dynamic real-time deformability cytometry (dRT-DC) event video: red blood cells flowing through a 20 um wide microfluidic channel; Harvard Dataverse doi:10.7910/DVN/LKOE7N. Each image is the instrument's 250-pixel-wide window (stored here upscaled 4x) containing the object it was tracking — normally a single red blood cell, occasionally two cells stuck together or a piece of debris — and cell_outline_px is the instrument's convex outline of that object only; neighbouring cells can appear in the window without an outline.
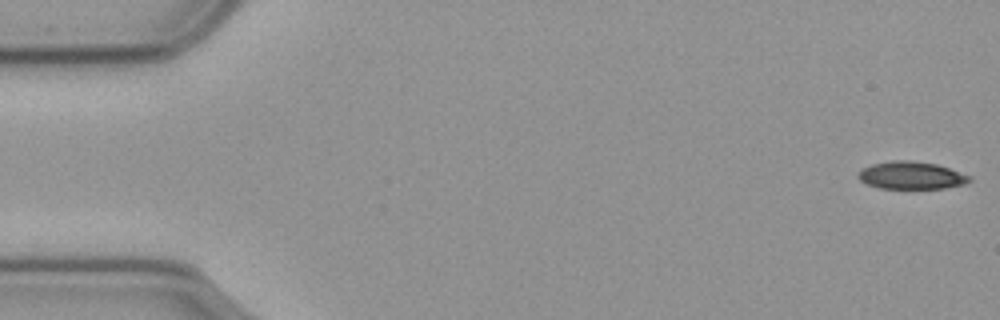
{"species": "common noctule bat (a hibernating species)", "species_latin": "Nyctalus noctula", "temperature_condition": "cold", "stored_images_in_passage": 57, "camera_frame_rate_fps": 3000, "um_per_image_px": 0.085, "animal": {"sex": "male", "body_mass_g": 23.1, "forearm_length_mm": 52.7}, "frame": {"image": 1, "passage_image": 1, "time_ms": 0.0, "image_size_px": [1000, 320], "cell_outline_px": [[972, 180], [964, 184], [944, 188], [880, 188], [868, 184], [860, 180], [856, 176], [864, 168], [872, 164], [892, 160], [908, 160], [936, 164], [972, 176]], "centroid_in_image_um": [77.47, 14.9], "position_along_channel_um": 7.5, "area_um2": 17.69}}
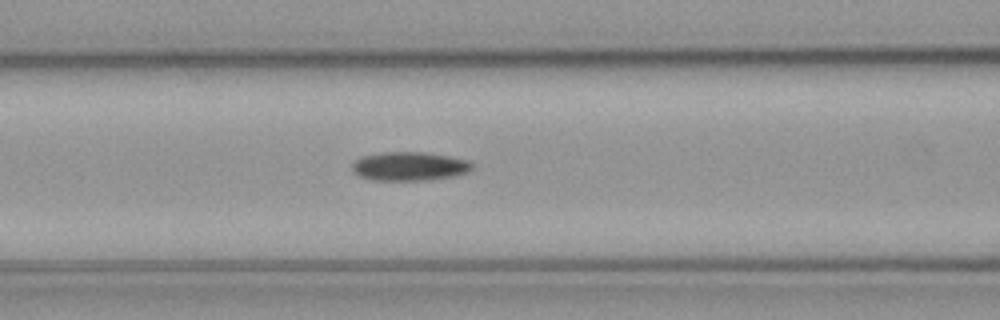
{"frame": {"image": 2, "passage_image": 23, "time_ms": 7.333, "image_size_px": [1000, 320], "cell_outline_px": [[472, 168], [468, 172], [452, 176], [428, 180], [376, 180], [360, 176], [352, 172], [352, 164], [356, 160], [364, 156], [380, 152], [424, 152], [448, 156], [468, 160], [472, 164]], "centroid_in_image_um": [34.79, 14.13], "position_along_channel_um": 131.8, "area_um2": 20.0}}
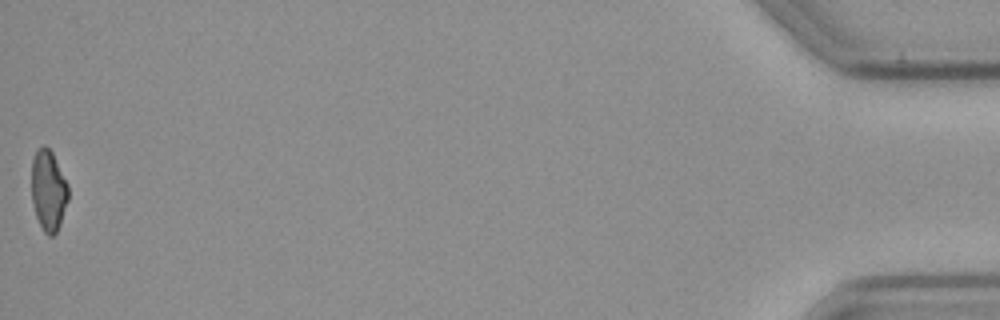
{"frame": {"image": 3, "passage_image": 57, "time_ms": 18.667, "image_size_px": [1000, 320], "cell_outline_px": [[68, 200], [60, 224], [56, 232], [52, 236], [48, 236], [44, 232], [36, 216], [32, 200], [32, 160], [36, 148], [44, 144], [52, 152], [68, 184]], "centroid_in_image_um": [4.11, 16.16], "position_along_channel_um": 431.1, "area_um2": 17.28}, "authors_computed_cell_mechanics": {"area_um2": 18.9006, "velocity_mm_per_s": 3.5859, "shape_relaxation_time_tau1_ms": 4.9912, "shape_relaxation_time_tau2_ms": null, "deformation_change_tau1": 0.1343, "deformation_change_tau2": null}}